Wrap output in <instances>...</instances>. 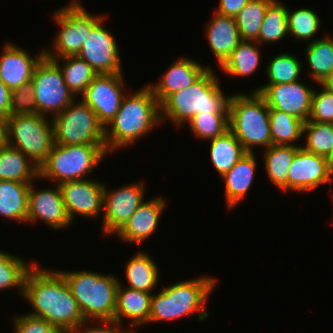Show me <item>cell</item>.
<instances>
[{"instance_id": "obj_8", "label": "cell", "mask_w": 333, "mask_h": 333, "mask_svg": "<svg viewBox=\"0 0 333 333\" xmlns=\"http://www.w3.org/2000/svg\"><path fill=\"white\" fill-rule=\"evenodd\" d=\"M48 119L40 114L10 115L6 119L8 145L21 151L38 168L54 144L53 122Z\"/></svg>"}, {"instance_id": "obj_40", "label": "cell", "mask_w": 333, "mask_h": 333, "mask_svg": "<svg viewBox=\"0 0 333 333\" xmlns=\"http://www.w3.org/2000/svg\"><path fill=\"white\" fill-rule=\"evenodd\" d=\"M187 124L196 138L209 142L229 130V113L197 114Z\"/></svg>"}, {"instance_id": "obj_48", "label": "cell", "mask_w": 333, "mask_h": 333, "mask_svg": "<svg viewBox=\"0 0 333 333\" xmlns=\"http://www.w3.org/2000/svg\"><path fill=\"white\" fill-rule=\"evenodd\" d=\"M321 85L333 92V71L327 76Z\"/></svg>"}, {"instance_id": "obj_28", "label": "cell", "mask_w": 333, "mask_h": 333, "mask_svg": "<svg viewBox=\"0 0 333 333\" xmlns=\"http://www.w3.org/2000/svg\"><path fill=\"white\" fill-rule=\"evenodd\" d=\"M30 183L0 180V215L7 220L27 222Z\"/></svg>"}, {"instance_id": "obj_21", "label": "cell", "mask_w": 333, "mask_h": 333, "mask_svg": "<svg viewBox=\"0 0 333 333\" xmlns=\"http://www.w3.org/2000/svg\"><path fill=\"white\" fill-rule=\"evenodd\" d=\"M167 206L165 199L160 197L144 200L125 225L115 234L125 243L141 244L153 235L158 227L159 218Z\"/></svg>"}, {"instance_id": "obj_47", "label": "cell", "mask_w": 333, "mask_h": 333, "mask_svg": "<svg viewBox=\"0 0 333 333\" xmlns=\"http://www.w3.org/2000/svg\"><path fill=\"white\" fill-rule=\"evenodd\" d=\"M7 143V124L6 119L0 118V149L6 146Z\"/></svg>"}, {"instance_id": "obj_30", "label": "cell", "mask_w": 333, "mask_h": 333, "mask_svg": "<svg viewBox=\"0 0 333 333\" xmlns=\"http://www.w3.org/2000/svg\"><path fill=\"white\" fill-rule=\"evenodd\" d=\"M260 44L242 41L220 67L224 73L236 77H248L258 70L261 59Z\"/></svg>"}, {"instance_id": "obj_32", "label": "cell", "mask_w": 333, "mask_h": 333, "mask_svg": "<svg viewBox=\"0 0 333 333\" xmlns=\"http://www.w3.org/2000/svg\"><path fill=\"white\" fill-rule=\"evenodd\" d=\"M49 59L59 65L65 84L75 97L81 96L97 75L93 68L77 55ZM61 61L63 62L61 63Z\"/></svg>"}, {"instance_id": "obj_45", "label": "cell", "mask_w": 333, "mask_h": 333, "mask_svg": "<svg viewBox=\"0 0 333 333\" xmlns=\"http://www.w3.org/2000/svg\"><path fill=\"white\" fill-rule=\"evenodd\" d=\"M250 0H220L217 14L228 17H236Z\"/></svg>"}, {"instance_id": "obj_23", "label": "cell", "mask_w": 333, "mask_h": 333, "mask_svg": "<svg viewBox=\"0 0 333 333\" xmlns=\"http://www.w3.org/2000/svg\"><path fill=\"white\" fill-rule=\"evenodd\" d=\"M257 153L247 152L221 178L225 184V199L228 210L236 207L244 200L252 186L257 168Z\"/></svg>"}, {"instance_id": "obj_9", "label": "cell", "mask_w": 333, "mask_h": 333, "mask_svg": "<svg viewBox=\"0 0 333 333\" xmlns=\"http://www.w3.org/2000/svg\"><path fill=\"white\" fill-rule=\"evenodd\" d=\"M80 0H73L68 5L53 12L55 24L60 30L54 36L53 48H44L47 58L76 56L92 29L103 19L104 15H92L86 11Z\"/></svg>"}, {"instance_id": "obj_6", "label": "cell", "mask_w": 333, "mask_h": 333, "mask_svg": "<svg viewBox=\"0 0 333 333\" xmlns=\"http://www.w3.org/2000/svg\"><path fill=\"white\" fill-rule=\"evenodd\" d=\"M269 106L258 93L231 94L229 100V130L247 152L254 147H271Z\"/></svg>"}, {"instance_id": "obj_16", "label": "cell", "mask_w": 333, "mask_h": 333, "mask_svg": "<svg viewBox=\"0 0 333 333\" xmlns=\"http://www.w3.org/2000/svg\"><path fill=\"white\" fill-rule=\"evenodd\" d=\"M104 185L91 178L59 184L71 223L76 215L90 219L103 215Z\"/></svg>"}, {"instance_id": "obj_5", "label": "cell", "mask_w": 333, "mask_h": 333, "mask_svg": "<svg viewBox=\"0 0 333 333\" xmlns=\"http://www.w3.org/2000/svg\"><path fill=\"white\" fill-rule=\"evenodd\" d=\"M58 271L68 284L85 321L114 320L118 277L88 270Z\"/></svg>"}, {"instance_id": "obj_13", "label": "cell", "mask_w": 333, "mask_h": 333, "mask_svg": "<svg viewBox=\"0 0 333 333\" xmlns=\"http://www.w3.org/2000/svg\"><path fill=\"white\" fill-rule=\"evenodd\" d=\"M143 181L111 191L104 185L103 236L116 234L144 201L146 186Z\"/></svg>"}, {"instance_id": "obj_3", "label": "cell", "mask_w": 333, "mask_h": 333, "mask_svg": "<svg viewBox=\"0 0 333 333\" xmlns=\"http://www.w3.org/2000/svg\"><path fill=\"white\" fill-rule=\"evenodd\" d=\"M213 68L187 89L174 92L160 104L161 122L183 127L197 114L229 113L231 95L225 96Z\"/></svg>"}, {"instance_id": "obj_41", "label": "cell", "mask_w": 333, "mask_h": 333, "mask_svg": "<svg viewBox=\"0 0 333 333\" xmlns=\"http://www.w3.org/2000/svg\"><path fill=\"white\" fill-rule=\"evenodd\" d=\"M321 91L313 90L311 113L308 121L333 124V92L323 85Z\"/></svg>"}, {"instance_id": "obj_17", "label": "cell", "mask_w": 333, "mask_h": 333, "mask_svg": "<svg viewBox=\"0 0 333 333\" xmlns=\"http://www.w3.org/2000/svg\"><path fill=\"white\" fill-rule=\"evenodd\" d=\"M30 183L28 193L27 222L42 221L51 229L61 230L71 224L66 212L59 185L53 188L35 189Z\"/></svg>"}, {"instance_id": "obj_15", "label": "cell", "mask_w": 333, "mask_h": 333, "mask_svg": "<svg viewBox=\"0 0 333 333\" xmlns=\"http://www.w3.org/2000/svg\"><path fill=\"white\" fill-rule=\"evenodd\" d=\"M104 21L105 18L92 29L77 56L97 74L123 73L117 42L109 29L105 28Z\"/></svg>"}, {"instance_id": "obj_2", "label": "cell", "mask_w": 333, "mask_h": 333, "mask_svg": "<svg viewBox=\"0 0 333 333\" xmlns=\"http://www.w3.org/2000/svg\"><path fill=\"white\" fill-rule=\"evenodd\" d=\"M128 94L123 97L118 113L105 127L107 153L134 144L162 124L160 104L148 84Z\"/></svg>"}, {"instance_id": "obj_49", "label": "cell", "mask_w": 333, "mask_h": 333, "mask_svg": "<svg viewBox=\"0 0 333 333\" xmlns=\"http://www.w3.org/2000/svg\"><path fill=\"white\" fill-rule=\"evenodd\" d=\"M328 161H329V164H330L331 170H332V172H333V153H332V155L330 156V158L328 159Z\"/></svg>"}, {"instance_id": "obj_33", "label": "cell", "mask_w": 333, "mask_h": 333, "mask_svg": "<svg viewBox=\"0 0 333 333\" xmlns=\"http://www.w3.org/2000/svg\"><path fill=\"white\" fill-rule=\"evenodd\" d=\"M269 116L273 145L302 146L298 145L297 141L303 138L304 121L276 109H270Z\"/></svg>"}, {"instance_id": "obj_10", "label": "cell", "mask_w": 333, "mask_h": 333, "mask_svg": "<svg viewBox=\"0 0 333 333\" xmlns=\"http://www.w3.org/2000/svg\"><path fill=\"white\" fill-rule=\"evenodd\" d=\"M74 100L52 118L54 144H105V128L82 100Z\"/></svg>"}, {"instance_id": "obj_20", "label": "cell", "mask_w": 333, "mask_h": 333, "mask_svg": "<svg viewBox=\"0 0 333 333\" xmlns=\"http://www.w3.org/2000/svg\"><path fill=\"white\" fill-rule=\"evenodd\" d=\"M209 68L191 58L181 57L171 64L159 82L148 85L161 104L169 95L194 84Z\"/></svg>"}, {"instance_id": "obj_35", "label": "cell", "mask_w": 333, "mask_h": 333, "mask_svg": "<svg viewBox=\"0 0 333 333\" xmlns=\"http://www.w3.org/2000/svg\"><path fill=\"white\" fill-rule=\"evenodd\" d=\"M273 0H250L235 17L242 41H257L268 5Z\"/></svg>"}, {"instance_id": "obj_36", "label": "cell", "mask_w": 333, "mask_h": 333, "mask_svg": "<svg viewBox=\"0 0 333 333\" xmlns=\"http://www.w3.org/2000/svg\"><path fill=\"white\" fill-rule=\"evenodd\" d=\"M34 263L26 264V260L18 255L0 251V290L16 287L23 296L24 280Z\"/></svg>"}, {"instance_id": "obj_22", "label": "cell", "mask_w": 333, "mask_h": 333, "mask_svg": "<svg viewBox=\"0 0 333 333\" xmlns=\"http://www.w3.org/2000/svg\"><path fill=\"white\" fill-rule=\"evenodd\" d=\"M204 27L208 45L217 59L218 66L221 67L242 42L235 18L214 12Z\"/></svg>"}, {"instance_id": "obj_4", "label": "cell", "mask_w": 333, "mask_h": 333, "mask_svg": "<svg viewBox=\"0 0 333 333\" xmlns=\"http://www.w3.org/2000/svg\"><path fill=\"white\" fill-rule=\"evenodd\" d=\"M217 283L215 277L204 275L163 287L152 294L149 323L192 317L193 313L199 321L207 320L206 302Z\"/></svg>"}, {"instance_id": "obj_37", "label": "cell", "mask_w": 333, "mask_h": 333, "mask_svg": "<svg viewBox=\"0 0 333 333\" xmlns=\"http://www.w3.org/2000/svg\"><path fill=\"white\" fill-rule=\"evenodd\" d=\"M320 24L318 14L310 8L287 11L288 34L298 41L314 42L313 37L319 32Z\"/></svg>"}, {"instance_id": "obj_24", "label": "cell", "mask_w": 333, "mask_h": 333, "mask_svg": "<svg viewBox=\"0 0 333 333\" xmlns=\"http://www.w3.org/2000/svg\"><path fill=\"white\" fill-rule=\"evenodd\" d=\"M152 294L123 287L119 281L114 320L120 324L122 318L130 320L131 329L149 323Z\"/></svg>"}, {"instance_id": "obj_14", "label": "cell", "mask_w": 333, "mask_h": 333, "mask_svg": "<svg viewBox=\"0 0 333 333\" xmlns=\"http://www.w3.org/2000/svg\"><path fill=\"white\" fill-rule=\"evenodd\" d=\"M313 88L299 80L287 84H265L254 88L266 101L269 109L292 114L307 122L312 105Z\"/></svg>"}, {"instance_id": "obj_18", "label": "cell", "mask_w": 333, "mask_h": 333, "mask_svg": "<svg viewBox=\"0 0 333 333\" xmlns=\"http://www.w3.org/2000/svg\"><path fill=\"white\" fill-rule=\"evenodd\" d=\"M329 161L323 156L305 151L296 152L289 167V191L302 194L333 181Z\"/></svg>"}, {"instance_id": "obj_7", "label": "cell", "mask_w": 333, "mask_h": 333, "mask_svg": "<svg viewBox=\"0 0 333 333\" xmlns=\"http://www.w3.org/2000/svg\"><path fill=\"white\" fill-rule=\"evenodd\" d=\"M107 154L105 144H53L47 160L39 167V180H53L59 185L88 179L87 175L106 159Z\"/></svg>"}, {"instance_id": "obj_46", "label": "cell", "mask_w": 333, "mask_h": 333, "mask_svg": "<svg viewBox=\"0 0 333 333\" xmlns=\"http://www.w3.org/2000/svg\"><path fill=\"white\" fill-rule=\"evenodd\" d=\"M11 115V90L0 80V118Z\"/></svg>"}, {"instance_id": "obj_11", "label": "cell", "mask_w": 333, "mask_h": 333, "mask_svg": "<svg viewBox=\"0 0 333 333\" xmlns=\"http://www.w3.org/2000/svg\"><path fill=\"white\" fill-rule=\"evenodd\" d=\"M31 83L37 104V114L55 117L74 100L59 65L45 55L36 64Z\"/></svg>"}, {"instance_id": "obj_38", "label": "cell", "mask_w": 333, "mask_h": 333, "mask_svg": "<svg viewBox=\"0 0 333 333\" xmlns=\"http://www.w3.org/2000/svg\"><path fill=\"white\" fill-rule=\"evenodd\" d=\"M266 67L269 80L266 84H287L302 80V62L293 54L281 52L274 56Z\"/></svg>"}, {"instance_id": "obj_12", "label": "cell", "mask_w": 333, "mask_h": 333, "mask_svg": "<svg viewBox=\"0 0 333 333\" xmlns=\"http://www.w3.org/2000/svg\"><path fill=\"white\" fill-rule=\"evenodd\" d=\"M124 81L123 73L97 74L81 95L80 99L96 113L104 128L120 109L126 94Z\"/></svg>"}, {"instance_id": "obj_43", "label": "cell", "mask_w": 333, "mask_h": 333, "mask_svg": "<svg viewBox=\"0 0 333 333\" xmlns=\"http://www.w3.org/2000/svg\"><path fill=\"white\" fill-rule=\"evenodd\" d=\"M15 333H64L57 326L44 319L24 314L13 319Z\"/></svg>"}, {"instance_id": "obj_25", "label": "cell", "mask_w": 333, "mask_h": 333, "mask_svg": "<svg viewBox=\"0 0 333 333\" xmlns=\"http://www.w3.org/2000/svg\"><path fill=\"white\" fill-rule=\"evenodd\" d=\"M125 263L127 288L141 290L148 293L156 289L159 281V268L147 251L136 252Z\"/></svg>"}, {"instance_id": "obj_26", "label": "cell", "mask_w": 333, "mask_h": 333, "mask_svg": "<svg viewBox=\"0 0 333 333\" xmlns=\"http://www.w3.org/2000/svg\"><path fill=\"white\" fill-rule=\"evenodd\" d=\"M39 179V168L18 149L6 145L0 149V180L32 183Z\"/></svg>"}, {"instance_id": "obj_27", "label": "cell", "mask_w": 333, "mask_h": 333, "mask_svg": "<svg viewBox=\"0 0 333 333\" xmlns=\"http://www.w3.org/2000/svg\"><path fill=\"white\" fill-rule=\"evenodd\" d=\"M300 148L294 145H272L263 151L267 176L283 192L289 191V167Z\"/></svg>"}, {"instance_id": "obj_39", "label": "cell", "mask_w": 333, "mask_h": 333, "mask_svg": "<svg viewBox=\"0 0 333 333\" xmlns=\"http://www.w3.org/2000/svg\"><path fill=\"white\" fill-rule=\"evenodd\" d=\"M304 135H306V142L301 147L305 151L327 159L330 158L333 153V124L312 121L304 122Z\"/></svg>"}, {"instance_id": "obj_42", "label": "cell", "mask_w": 333, "mask_h": 333, "mask_svg": "<svg viewBox=\"0 0 333 333\" xmlns=\"http://www.w3.org/2000/svg\"><path fill=\"white\" fill-rule=\"evenodd\" d=\"M37 114V104L31 82L11 90V115Z\"/></svg>"}, {"instance_id": "obj_29", "label": "cell", "mask_w": 333, "mask_h": 333, "mask_svg": "<svg viewBox=\"0 0 333 333\" xmlns=\"http://www.w3.org/2000/svg\"><path fill=\"white\" fill-rule=\"evenodd\" d=\"M209 141L210 161L219 176L227 173L247 153L230 130Z\"/></svg>"}, {"instance_id": "obj_44", "label": "cell", "mask_w": 333, "mask_h": 333, "mask_svg": "<svg viewBox=\"0 0 333 333\" xmlns=\"http://www.w3.org/2000/svg\"><path fill=\"white\" fill-rule=\"evenodd\" d=\"M91 322L94 321H83L72 333H133L131 329L130 331L122 330V324L115 320H97L95 321L97 323L96 325L92 323L93 326H91Z\"/></svg>"}, {"instance_id": "obj_1", "label": "cell", "mask_w": 333, "mask_h": 333, "mask_svg": "<svg viewBox=\"0 0 333 333\" xmlns=\"http://www.w3.org/2000/svg\"><path fill=\"white\" fill-rule=\"evenodd\" d=\"M22 298L34 309L27 314L46 320L64 333H72L85 321L62 274L37 262L26 274Z\"/></svg>"}, {"instance_id": "obj_31", "label": "cell", "mask_w": 333, "mask_h": 333, "mask_svg": "<svg viewBox=\"0 0 333 333\" xmlns=\"http://www.w3.org/2000/svg\"><path fill=\"white\" fill-rule=\"evenodd\" d=\"M305 58L310 69V79L321 84L333 71V37L316 38L305 48Z\"/></svg>"}, {"instance_id": "obj_19", "label": "cell", "mask_w": 333, "mask_h": 333, "mask_svg": "<svg viewBox=\"0 0 333 333\" xmlns=\"http://www.w3.org/2000/svg\"><path fill=\"white\" fill-rule=\"evenodd\" d=\"M0 54V80L10 90L16 89L31 82L36 64L45 55L44 49L36 57L31 56L26 50L10 42L4 43Z\"/></svg>"}, {"instance_id": "obj_34", "label": "cell", "mask_w": 333, "mask_h": 333, "mask_svg": "<svg viewBox=\"0 0 333 333\" xmlns=\"http://www.w3.org/2000/svg\"><path fill=\"white\" fill-rule=\"evenodd\" d=\"M288 7L279 0H273L267 8L258 34V42L261 46L265 43H276L288 34L287 29Z\"/></svg>"}]
</instances>
